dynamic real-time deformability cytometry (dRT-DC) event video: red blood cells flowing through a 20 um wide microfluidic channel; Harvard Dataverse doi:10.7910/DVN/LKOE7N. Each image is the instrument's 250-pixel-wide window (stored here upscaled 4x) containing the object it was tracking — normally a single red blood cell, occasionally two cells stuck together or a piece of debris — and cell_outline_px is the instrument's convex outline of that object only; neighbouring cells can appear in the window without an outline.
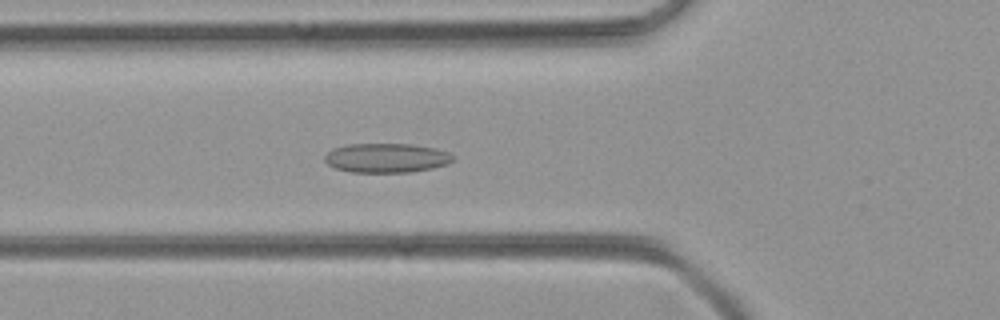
{"species": "common noctule bat (a hibernating species)", "species_latin": "Nyctalus noctula", "temperature_condition": "room temperature", "stored_images_in_passage": 49, "camera_frame_rate_fps": 3000, "um_per_image_px": 0.085, "animal": {"sex": "female", "body_mass_g": 21.9}, "frame": {"image": 1, "passage_image": 17, "time_ms": 5.333, "image_size_px": [1000, 320], "cell_outline_px": [[456, 156], [448, 164], [432, 168], [412, 172], [352, 172], [336, 168], [328, 164], [324, 160], [324, 156], [332, 148], [348, 144], [412, 144], [436, 148], [448, 152]], "centroid_in_image_um": [32.86, 13.42], "position_along_channel_um": 92.9, "area_um2": 22.02}}
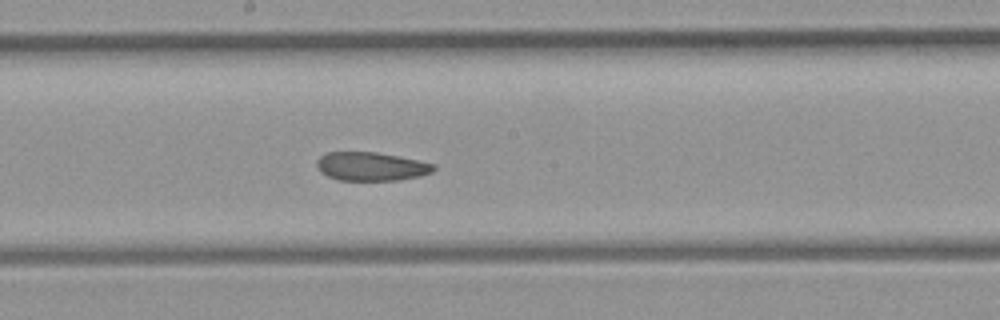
{"frame": {"image": 2, "passage_image": 26, "time_ms": 8.333, "image_size_px": [1000, 320], "cell_outline_px": [[436, 168], [432, 172], [420, 176], [400, 180], [336, 180], [320, 172], [316, 164], [316, 160], [324, 152], [376, 152], [436, 164]], "centroid_in_image_um": [31.52, 14.15], "position_along_channel_um": 216.7, "area_um2": 19.54}}
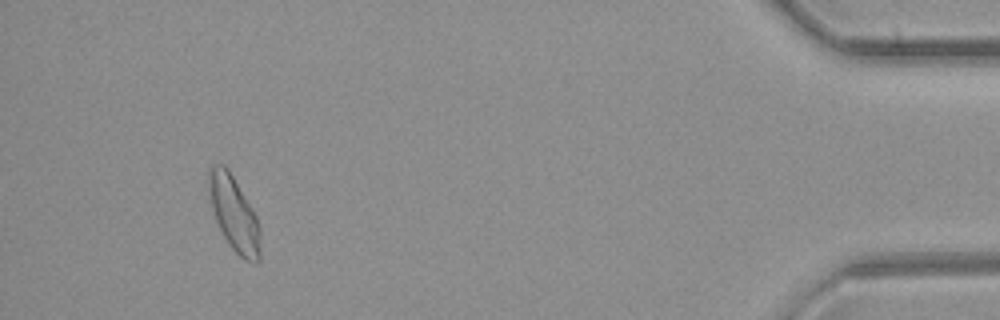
{"frame": {"image": 3, "passage_image": 46, "time_ms": 15.0, "image_size_px": [1000, 320], "cell_outline_px": [[260, 260], [256, 264], [244, 260], [228, 244], [216, 220], [208, 196], [208, 168], [212, 164], [224, 164], [228, 168], [252, 208], [256, 216], [260, 228]], "centroid_in_image_um": [19.88, 18.15], "position_along_channel_um": 415.3, "area_um2": 22.6}}